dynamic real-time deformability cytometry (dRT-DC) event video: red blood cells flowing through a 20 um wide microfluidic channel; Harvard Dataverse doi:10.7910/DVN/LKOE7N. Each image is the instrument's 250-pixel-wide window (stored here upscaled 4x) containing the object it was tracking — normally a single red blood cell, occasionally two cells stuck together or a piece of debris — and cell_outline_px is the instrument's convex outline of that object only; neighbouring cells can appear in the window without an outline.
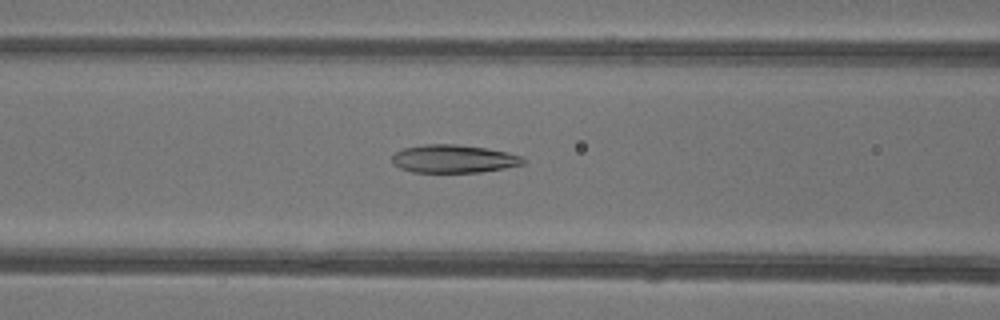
{"species": "common noctule bat (a hibernating species)", "species_latin": "Nyctalus noctula", "temperature_condition": "warm", "stored_images_in_passage": 37, "camera_frame_rate_fps": 3000, "um_per_image_px": 0.085, "animal": {"sex": "female"}, "frame": {"image": 1, "passage_image": 9, "time_ms": 2.667, "image_size_px": [1000, 320], "cell_outline_px": [[524, 164], [504, 168], [480, 172], [412, 172], [400, 168], [392, 164], [392, 156], [396, 152], [404, 148], [424, 144], [456, 144], [488, 148], [508, 152], [524, 156]], "centroid_in_image_um": [38.57, 13.49], "position_along_channel_um": 128.0, "area_um2": 21.56}}
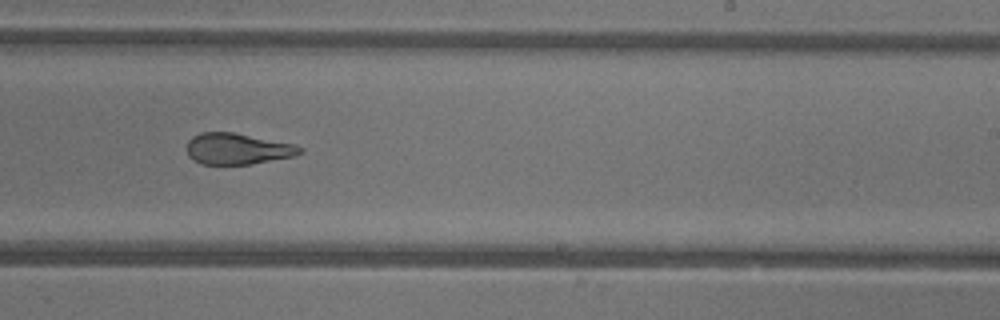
{"frame": {"image": 2, "passage_image": 19, "time_ms": 6.0, "image_size_px": [1000, 320], "cell_outline_px": [[304, 152], [292, 156], [252, 164], [200, 164], [188, 156], [188, 140], [192, 136], [200, 132], [232, 132], [292, 144], [304, 148]], "centroid_in_image_um": [20.16, 12.65], "position_along_channel_um": 268.8, "area_um2": 20.35}}
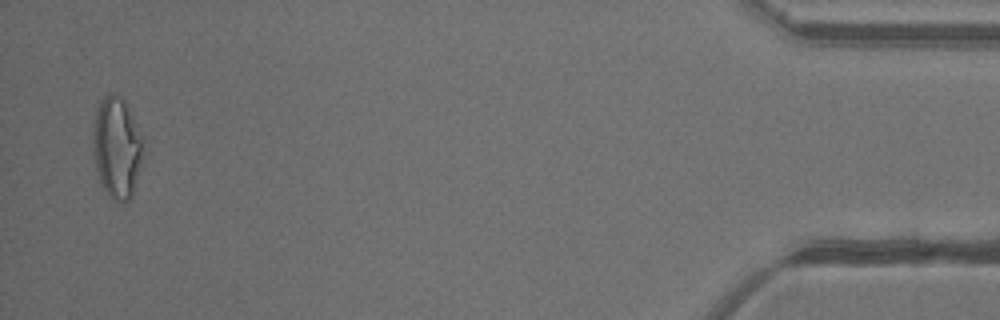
{"frame": {"image": 3, "passage_image": 36, "time_ms": 11.667, "image_size_px": [1000, 320], "cell_outline_px": [[140, 164], [132, 200], [124, 204], [120, 204], [112, 200], [108, 196], [100, 184], [92, 152], [92, 124], [96, 108], [100, 100], [104, 96], [112, 92], [120, 96], [124, 100], [128, 108], [140, 140]], "centroid_in_image_um": [9.84, 12.61], "position_along_channel_um": 425.4, "area_um2": 29.54}, "authors_computed_cell_mechanics": {"area_um2": 21.9062, "velocity_mm_per_s": 4.2206, "shape_relaxation_time_tau1_ms": 11.0139, "shape_relaxation_time_tau2_ms": 1.7929, "deformation_change_tau1": 0.2813, "deformation_change_tau2": 0.1036}}